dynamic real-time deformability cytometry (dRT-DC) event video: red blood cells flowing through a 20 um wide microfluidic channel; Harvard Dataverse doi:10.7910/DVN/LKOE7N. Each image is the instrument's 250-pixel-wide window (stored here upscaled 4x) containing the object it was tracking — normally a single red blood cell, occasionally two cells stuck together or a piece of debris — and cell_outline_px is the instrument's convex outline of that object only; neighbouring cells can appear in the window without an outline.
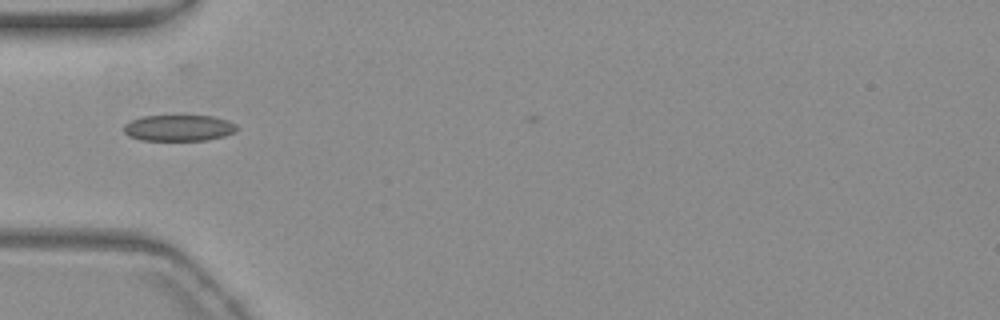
{"species": "common noctule bat (a hibernating species)", "species_latin": "Nyctalus noctula", "temperature_condition": "warm", "stored_images_in_passage": 2, "camera_frame_rate_fps": 3000, "um_per_image_px": 0.085, "animal": {"sex": "female", "body_mass_g": 19.3, "forearm_length_mm": 54.1}, "frame": {"image": 1, "passage_image": 1, "time_ms": 0.0, "image_size_px": [1000, 320], "cell_outline_px": [[240, 128], [236, 132], [224, 136], [208, 140], [140, 140], [128, 136], [124, 132], [124, 124], [140, 116], [212, 116], [228, 120], [236, 124]], "centroid_in_image_um": [15.22, 10.88], "position_along_channel_um": 69.8, "area_um2": 17.4}}